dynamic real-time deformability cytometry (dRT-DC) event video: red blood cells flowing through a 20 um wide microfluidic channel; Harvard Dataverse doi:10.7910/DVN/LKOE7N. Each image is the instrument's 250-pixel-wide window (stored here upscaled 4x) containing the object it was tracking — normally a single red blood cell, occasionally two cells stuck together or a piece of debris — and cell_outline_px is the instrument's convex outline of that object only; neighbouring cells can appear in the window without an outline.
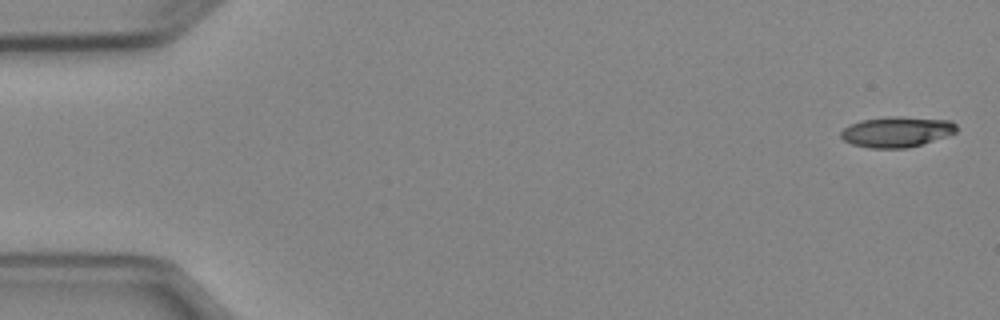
{"species": "Egyptian fruit bat (a non-hibernating species)", "species_latin": "Rousettus aegyptiacus", "temperature_condition": "cold", "stored_images_in_passage": 4, "camera_frame_rate_fps": 3000, "um_per_image_px": 0.085, "animal": {"sex": "female"}, "frame": {"image": 1, "passage_image": 1, "time_ms": 0.0, "image_size_px": [1000, 320], "cell_outline_px": [[956, 132], [920, 144], [904, 148], [872, 148], [852, 144], [844, 140], [840, 136], [840, 132], [844, 128], [860, 120], [888, 116], [900, 116], [952, 120], [956, 124]], "centroid_in_image_um": [76.2, 11.18], "position_along_channel_um": 8.8, "area_um2": 20.4}}
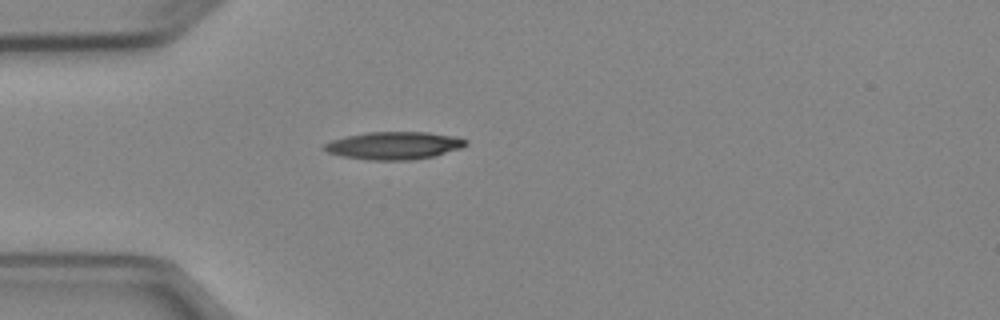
{"frame": {"image": 2, "passage_image": 4, "time_ms": 4.333, "image_size_px": [1000, 320], "cell_outline_px": [[468, 144], [460, 148], [432, 156], [412, 160], [368, 160], [344, 156], [328, 152], [324, 148], [324, 144], [332, 140], [344, 136], [368, 132], [428, 132], [456, 136], [468, 140]], "centroid_in_image_um": [33.51, 12.36], "position_along_channel_um": 51.5, "area_um2": 22.72}}